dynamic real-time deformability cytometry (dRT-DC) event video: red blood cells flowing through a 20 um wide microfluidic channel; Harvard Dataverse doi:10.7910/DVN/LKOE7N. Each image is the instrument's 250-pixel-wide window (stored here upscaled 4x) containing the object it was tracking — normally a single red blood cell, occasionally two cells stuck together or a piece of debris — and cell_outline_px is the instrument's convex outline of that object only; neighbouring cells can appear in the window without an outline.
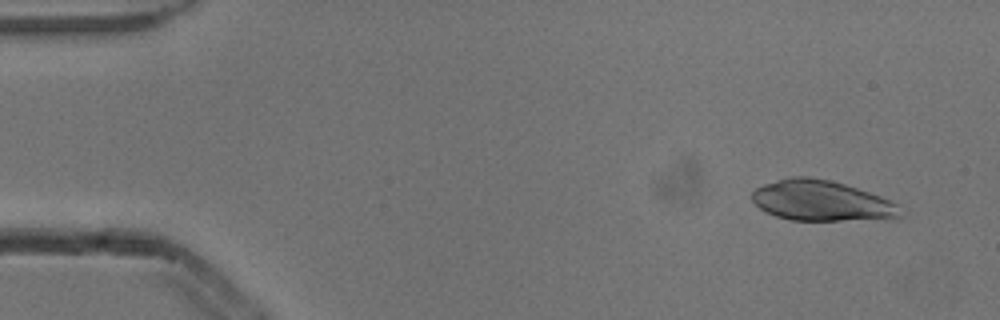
{"species": "common noctule bat (a hibernating species)", "species_latin": "Nyctalus noctula", "temperature_condition": "cold", "stored_images_in_passage": 4, "camera_frame_rate_fps": 3000, "um_per_image_px": 0.085, "animal": {"sex": "male", "body_mass_g": 13.3}, "frame": {"image": 1, "passage_image": 1, "time_ms": 0.0, "image_size_px": [1000, 320], "cell_outline_px": [[900, 216], [896, 220], [788, 220], [764, 212], [752, 200], [752, 192], [756, 188], [764, 184], [776, 180], [792, 176], [808, 176], [828, 180], [844, 184], [880, 196], [900, 204]], "centroid_in_image_um": [69.86, 17.08], "position_along_channel_um": 15.1, "area_um2": 35.26}}